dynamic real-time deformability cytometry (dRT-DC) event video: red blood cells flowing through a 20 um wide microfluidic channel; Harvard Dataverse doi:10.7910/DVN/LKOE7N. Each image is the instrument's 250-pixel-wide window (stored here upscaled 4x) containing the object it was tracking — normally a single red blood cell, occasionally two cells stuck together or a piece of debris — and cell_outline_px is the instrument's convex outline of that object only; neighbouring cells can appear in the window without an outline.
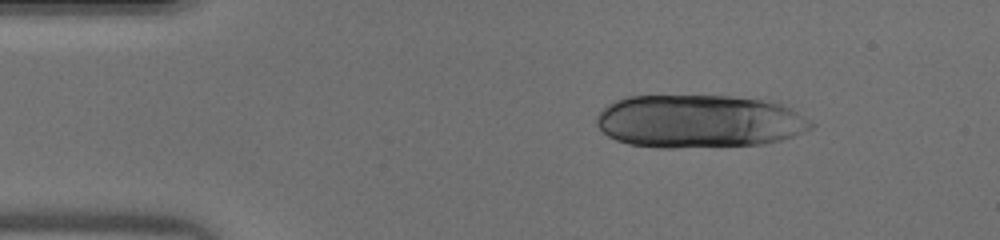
{"species": "human", "species_latin": "Homo sapiens", "temperature_condition": "warm", "stored_images_in_passage": 44, "camera_frame_rate_fps": 3000, "um_per_image_px": 0.085, "donor": {"sex": "male"}, "frame": {"image": 1, "passage_image": 6, "time_ms": 1.667, "image_size_px": [1000, 240], "cell_outline_px": [[816, 124], [812, 128], [804, 132], [780, 140], [764, 144], [676, 148], [656, 148], [628, 144], [616, 140], [608, 136], [596, 124], [596, 116], [608, 104], [624, 96], [732, 96], [780, 100], [812, 120]], "centroid_in_image_um": [59.5, 10.3], "position_along_channel_um": 25.5, "area_um2": 67.51}}
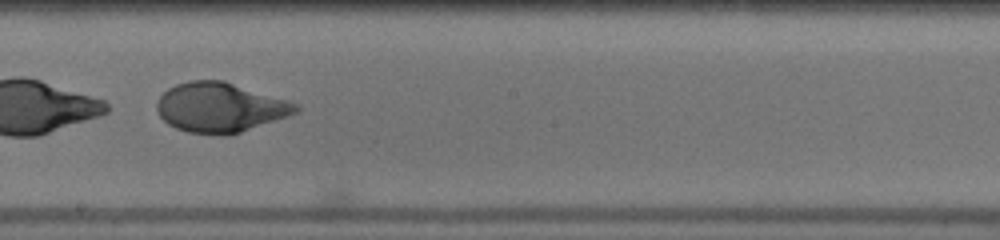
{"frame": {"image": 2, "passage_image": 25, "time_ms": 8.0, "image_size_px": [1000, 240], "cell_outline_px": [[300, 108], [296, 112], [288, 116], [240, 132], [224, 136], [220, 136], [188, 132], [176, 128], [168, 124], [160, 116], [156, 108], [156, 100], [168, 88], [176, 84], [188, 80], [224, 80], [288, 100], [300, 104]], "centroid_in_image_um": [18.7, 9.13], "position_along_channel_um": 229.5, "area_um2": 40.4}}
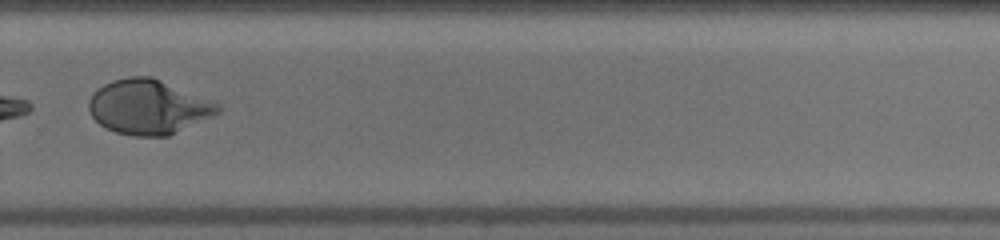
{"frame": {"image": 3, "passage_image": 31, "time_ms": 10.0, "image_size_px": [1000, 240], "cell_outline_px": [[224, 108], [220, 112], [212, 116], [168, 136], [132, 136], [116, 132], [100, 124], [92, 116], [88, 108], [88, 100], [104, 84], [112, 80], [128, 76], [152, 76], [220, 104]], "centroid_in_image_um": [12.63, 9.09], "position_along_channel_um": 317.2, "area_um2": 40.81}}